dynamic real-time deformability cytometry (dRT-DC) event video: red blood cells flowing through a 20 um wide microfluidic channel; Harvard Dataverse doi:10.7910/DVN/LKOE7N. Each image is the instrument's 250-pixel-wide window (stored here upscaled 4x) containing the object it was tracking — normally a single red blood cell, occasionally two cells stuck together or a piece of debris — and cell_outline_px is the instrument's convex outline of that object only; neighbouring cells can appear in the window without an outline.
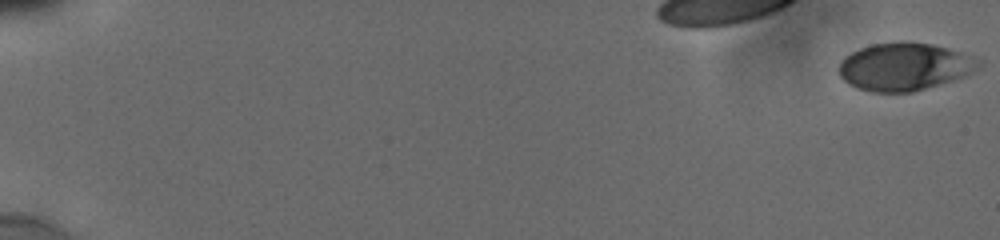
{"species": "human", "species_latin": "Homo sapiens", "temperature_condition": "cold", "stored_images_in_passage": 22, "camera_frame_rate_fps": 3000, "um_per_image_px": 0.085, "donor": {"sex": "male"}, "frame": {"image": 1, "passage_image": 1, "time_ms": 0.0, "image_size_px": [1000, 240], "cell_outline_px": [[980, 68], [964, 76], [952, 80], [912, 92], [872, 92], [856, 88], [848, 84], [840, 76], [840, 60], [844, 56], [860, 48], [872, 44], [900, 40], [904, 40], [932, 44], [948, 48], [960, 52], [980, 60]], "centroid_in_image_um": [76.85, 5.65], "position_along_channel_um": 8.1, "area_um2": 38.96}}